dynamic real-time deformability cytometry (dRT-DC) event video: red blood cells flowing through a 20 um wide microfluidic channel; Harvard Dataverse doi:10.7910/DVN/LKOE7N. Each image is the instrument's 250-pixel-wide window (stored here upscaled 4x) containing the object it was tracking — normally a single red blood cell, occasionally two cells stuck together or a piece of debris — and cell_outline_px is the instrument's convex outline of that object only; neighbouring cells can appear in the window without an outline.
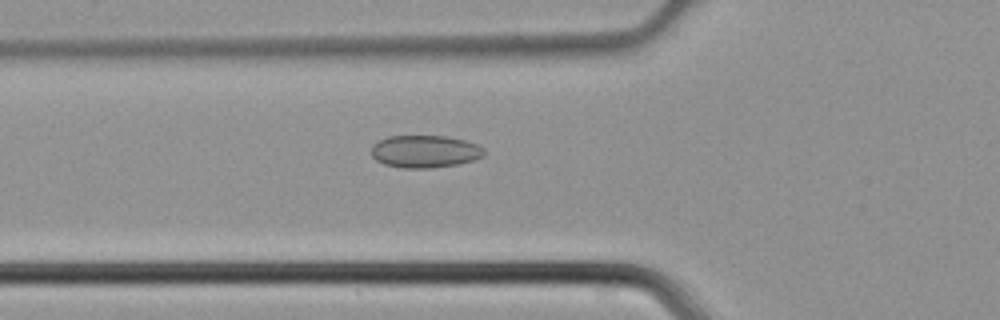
{"species": "common noctule bat (a hibernating species)", "species_latin": "Nyctalus noctula", "temperature_condition": "cold", "stored_images_in_passage": 36, "camera_frame_rate_fps": 3000, "um_per_image_px": 0.085, "animal": {"sex": "male", "body_mass_g": 21.5, "forearm_length_mm": 52.0}, "frame": {"image": 1, "passage_image": 7, "time_ms": 2.0, "image_size_px": [1000, 320], "cell_outline_px": [[484, 156], [460, 164], [428, 168], [404, 168], [384, 164], [376, 160], [372, 156], [372, 144], [388, 136], [444, 136], [464, 140], [480, 144], [484, 148]], "centroid_in_image_um": [36.13, 12.87], "position_along_channel_um": 89.7, "area_um2": 21.39}}
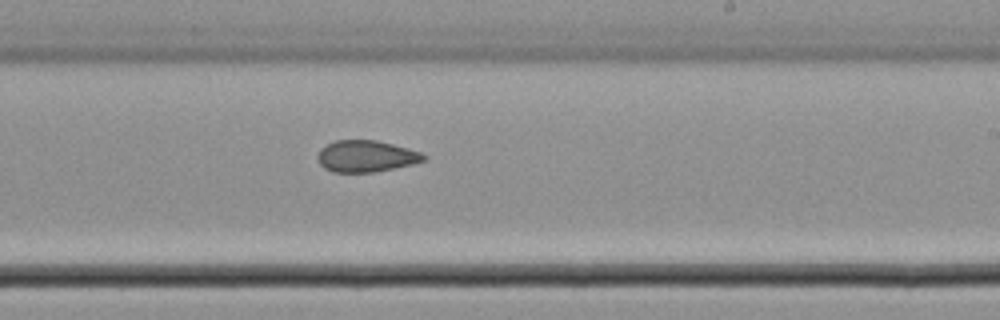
{"frame": {"image": 2, "passage_image": 18, "time_ms": 5.667, "image_size_px": [1000, 320], "cell_outline_px": [[428, 156], [424, 160], [412, 164], [372, 172], [332, 172], [324, 168], [320, 164], [316, 156], [320, 148], [336, 140], [376, 140], [408, 148], [420, 152]], "centroid_in_image_um": [31.09, 13.27], "position_along_channel_um": 257.9, "area_um2": 19.42}}
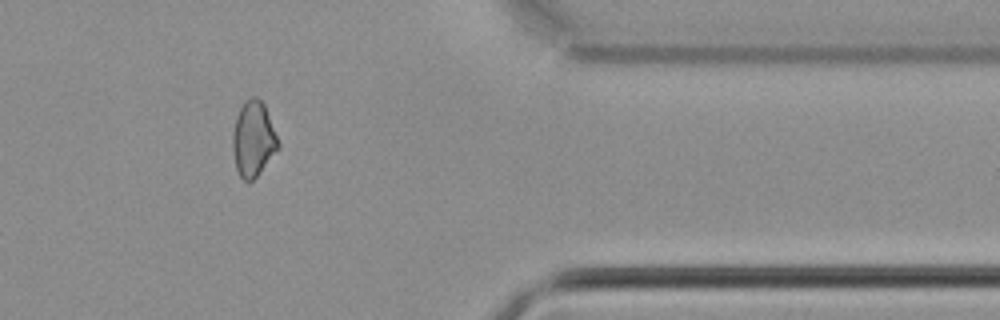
{"frame": {"image": 3, "passage_image": 28, "time_ms": 9.0, "image_size_px": [1000, 320], "cell_outline_px": [[280, 148], [260, 172], [252, 180], [244, 180], [240, 176], [236, 168], [232, 148], [232, 132], [236, 116], [244, 100], [252, 96], [256, 96], [264, 104], [280, 144]], "centroid_in_image_um": [21.52, 11.79], "position_along_channel_um": 389.9, "area_um2": 20.0}}